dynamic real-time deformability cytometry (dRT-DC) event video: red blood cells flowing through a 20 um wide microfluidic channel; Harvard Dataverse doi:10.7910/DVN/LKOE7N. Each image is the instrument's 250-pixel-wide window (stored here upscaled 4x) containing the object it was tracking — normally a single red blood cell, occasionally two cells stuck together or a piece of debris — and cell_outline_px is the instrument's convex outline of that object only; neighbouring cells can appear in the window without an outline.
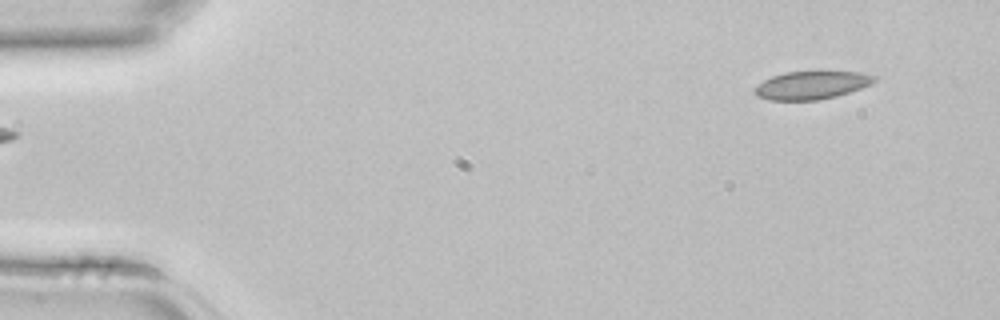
{"species": "common noctule bat (a hibernating species)", "species_latin": "Nyctalus noctula", "temperature_condition": "room temperature", "stored_images_in_passage": 2, "segment_of_instrument_passage": [2, 2], "camera_frame_rate_fps": 3000, "um_per_image_px": 0.085, "animal": {"sex": "female", "body_mass_g": 22.7, "forearm_length_mm": 54.2}, "frame": {"image": 1, "passage_image": 2, "time_ms": 0.333, "image_size_px": [1000, 320], "cell_outline_px": [[876, 80], [872, 84], [836, 96], [820, 100], [768, 100], [756, 96], [752, 92], [752, 88], [756, 84], [772, 76], [784, 72], [860, 72], [876, 76]], "centroid_in_image_um": [68.92, 7.25], "position_along_channel_um": 16.1, "area_um2": 19.65}}